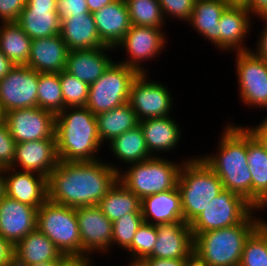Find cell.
<instances>
[{
  "label": "cell",
  "instance_id": "6da1fadb",
  "mask_svg": "<svg viewBox=\"0 0 267 266\" xmlns=\"http://www.w3.org/2000/svg\"><path fill=\"white\" fill-rule=\"evenodd\" d=\"M118 181V172L101 158L59 161L47 179L48 200L68 207L98 205Z\"/></svg>",
  "mask_w": 267,
  "mask_h": 266
},
{
  "label": "cell",
  "instance_id": "7a4b0ae2",
  "mask_svg": "<svg viewBox=\"0 0 267 266\" xmlns=\"http://www.w3.org/2000/svg\"><path fill=\"white\" fill-rule=\"evenodd\" d=\"M231 120L218 136L217 148L202 160L221 179L224 189L235 192L252 204V176L247 163V129Z\"/></svg>",
  "mask_w": 267,
  "mask_h": 266
},
{
  "label": "cell",
  "instance_id": "3957f363",
  "mask_svg": "<svg viewBox=\"0 0 267 266\" xmlns=\"http://www.w3.org/2000/svg\"><path fill=\"white\" fill-rule=\"evenodd\" d=\"M55 137L59 161H95L102 157L96 117L86 106L67 107L56 115Z\"/></svg>",
  "mask_w": 267,
  "mask_h": 266
},
{
  "label": "cell",
  "instance_id": "277c9868",
  "mask_svg": "<svg viewBox=\"0 0 267 266\" xmlns=\"http://www.w3.org/2000/svg\"><path fill=\"white\" fill-rule=\"evenodd\" d=\"M258 213L260 210L255 209L243 222L234 226L192 234L193 252L209 266H239L247 238L265 215Z\"/></svg>",
  "mask_w": 267,
  "mask_h": 266
},
{
  "label": "cell",
  "instance_id": "5b68a950",
  "mask_svg": "<svg viewBox=\"0 0 267 266\" xmlns=\"http://www.w3.org/2000/svg\"><path fill=\"white\" fill-rule=\"evenodd\" d=\"M184 221L191 224L223 190L221 179L197 155L184 161L177 182Z\"/></svg>",
  "mask_w": 267,
  "mask_h": 266
},
{
  "label": "cell",
  "instance_id": "8992f818",
  "mask_svg": "<svg viewBox=\"0 0 267 266\" xmlns=\"http://www.w3.org/2000/svg\"><path fill=\"white\" fill-rule=\"evenodd\" d=\"M194 156L170 159L152 157L143 162L131 163L118 172V180L140 199L177 187L184 161ZM178 160V161H177ZM126 168V169H125Z\"/></svg>",
  "mask_w": 267,
  "mask_h": 266
},
{
  "label": "cell",
  "instance_id": "52a82bcc",
  "mask_svg": "<svg viewBox=\"0 0 267 266\" xmlns=\"http://www.w3.org/2000/svg\"><path fill=\"white\" fill-rule=\"evenodd\" d=\"M36 228L45 234L66 258H82V242L76 208L48 199L37 209Z\"/></svg>",
  "mask_w": 267,
  "mask_h": 266
},
{
  "label": "cell",
  "instance_id": "ba28073f",
  "mask_svg": "<svg viewBox=\"0 0 267 266\" xmlns=\"http://www.w3.org/2000/svg\"><path fill=\"white\" fill-rule=\"evenodd\" d=\"M138 72L117 60L89 85L86 107L96 116L129 102L130 87Z\"/></svg>",
  "mask_w": 267,
  "mask_h": 266
},
{
  "label": "cell",
  "instance_id": "9c48e42d",
  "mask_svg": "<svg viewBox=\"0 0 267 266\" xmlns=\"http://www.w3.org/2000/svg\"><path fill=\"white\" fill-rule=\"evenodd\" d=\"M168 37L170 35L163 29L131 25L129 31L114 48L119 55L121 50L125 52L123 58L117 61L135 69L139 74L149 72L151 74V70L145 67V62L150 63L161 57L160 55L170 44Z\"/></svg>",
  "mask_w": 267,
  "mask_h": 266
},
{
  "label": "cell",
  "instance_id": "30bf717a",
  "mask_svg": "<svg viewBox=\"0 0 267 266\" xmlns=\"http://www.w3.org/2000/svg\"><path fill=\"white\" fill-rule=\"evenodd\" d=\"M233 53L239 103L250 110L267 111V61L252 49Z\"/></svg>",
  "mask_w": 267,
  "mask_h": 266
},
{
  "label": "cell",
  "instance_id": "8fae6325",
  "mask_svg": "<svg viewBox=\"0 0 267 266\" xmlns=\"http://www.w3.org/2000/svg\"><path fill=\"white\" fill-rule=\"evenodd\" d=\"M256 208L244 197L224 189L190 224L192 234H200L240 224Z\"/></svg>",
  "mask_w": 267,
  "mask_h": 266
},
{
  "label": "cell",
  "instance_id": "7c38bea8",
  "mask_svg": "<svg viewBox=\"0 0 267 266\" xmlns=\"http://www.w3.org/2000/svg\"><path fill=\"white\" fill-rule=\"evenodd\" d=\"M151 78L149 73L138 74L130 87L129 103L139 120L171 116L177 104L173 102L172 88Z\"/></svg>",
  "mask_w": 267,
  "mask_h": 266
},
{
  "label": "cell",
  "instance_id": "4fadbf2b",
  "mask_svg": "<svg viewBox=\"0 0 267 266\" xmlns=\"http://www.w3.org/2000/svg\"><path fill=\"white\" fill-rule=\"evenodd\" d=\"M77 222L82 242V258L97 259L111 254L113 223L97 205L76 207ZM91 256V257H90ZM96 257V258H94Z\"/></svg>",
  "mask_w": 267,
  "mask_h": 266
},
{
  "label": "cell",
  "instance_id": "5bb4252c",
  "mask_svg": "<svg viewBox=\"0 0 267 266\" xmlns=\"http://www.w3.org/2000/svg\"><path fill=\"white\" fill-rule=\"evenodd\" d=\"M39 73L28 66H15L0 80V109L3 115L14 109L37 107Z\"/></svg>",
  "mask_w": 267,
  "mask_h": 266
},
{
  "label": "cell",
  "instance_id": "9a60e30c",
  "mask_svg": "<svg viewBox=\"0 0 267 266\" xmlns=\"http://www.w3.org/2000/svg\"><path fill=\"white\" fill-rule=\"evenodd\" d=\"M15 143L56 139V115L40 107L14 109L4 114Z\"/></svg>",
  "mask_w": 267,
  "mask_h": 266
},
{
  "label": "cell",
  "instance_id": "2e32d148",
  "mask_svg": "<svg viewBox=\"0 0 267 266\" xmlns=\"http://www.w3.org/2000/svg\"><path fill=\"white\" fill-rule=\"evenodd\" d=\"M253 17L245 6H228L224 10L218 27V50L223 56L224 53L251 50L246 38H250L253 24H257Z\"/></svg>",
  "mask_w": 267,
  "mask_h": 266
},
{
  "label": "cell",
  "instance_id": "e0dca14e",
  "mask_svg": "<svg viewBox=\"0 0 267 266\" xmlns=\"http://www.w3.org/2000/svg\"><path fill=\"white\" fill-rule=\"evenodd\" d=\"M56 139H40L16 143L12 168L37 173L48 179L58 165Z\"/></svg>",
  "mask_w": 267,
  "mask_h": 266
},
{
  "label": "cell",
  "instance_id": "ac0fdd59",
  "mask_svg": "<svg viewBox=\"0 0 267 266\" xmlns=\"http://www.w3.org/2000/svg\"><path fill=\"white\" fill-rule=\"evenodd\" d=\"M57 0H27L16 23L33 40L60 34Z\"/></svg>",
  "mask_w": 267,
  "mask_h": 266
},
{
  "label": "cell",
  "instance_id": "d6986e66",
  "mask_svg": "<svg viewBox=\"0 0 267 266\" xmlns=\"http://www.w3.org/2000/svg\"><path fill=\"white\" fill-rule=\"evenodd\" d=\"M157 240L148 257L186 259L193 253L194 238L184 220L156 225Z\"/></svg>",
  "mask_w": 267,
  "mask_h": 266
},
{
  "label": "cell",
  "instance_id": "ffe728a7",
  "mask_svg": "<svg viewBox=\"0 0 267 266\" xmlns=\"http://www.w3.org/2000/svg\"><path fill=\"white\" fill-rule=\"evenodd\" d=\"M177 118L171 116L140 120L139 125L143 132L149 153L154 157L169 156L179 148L183 133ZM174 150V151H173ZM163 154V155H162Z\"/></svg>",
  "mask_w": 267,
  "mask_h": 266
},
{
  "label": "cell",
  "instance_id": "44dd1931",
  "mask_svg": "<svg viewBox=\"0 0 267 266\" xmlns=\"http://www.w3.org/2000/svg\"><path fill=\"white\" fill-rule=\"evenodd\" d=\"M37 209L5 195L0 201V235L16 245L36 229Z\"/></svg>",
  "mask_w": 267,
  "mask_h": 266
},
{
  "label": "cell",
  "instance_id": "7402d4cb",
  "mask_svg": "<svg viewBox=\"0 0 267 266\" xmlns=\"http://www.w3.org/2000/svg\"><path fill=\"white\" fill-rule=\"evenodd\" d=\"M4 175L7 197L36 208L48 199L46 177L12 167L5 168Z\"/></svg>",
  "mask_w": 267,
  "mask_h": 266
},
{
  "label": "cell",
  "instance_id": "603a6c76",
  "mask_svg": "<svg viewBox=\"0 0 267 266\" xmlns=\"http://www.w3.org/2000/svg\"><path fill=\"white\" fill-rule=\"evenodd\" d=\"M111 52L114 54L115 50L109 46L68 51L65 71L91 85L114 61V58H111L113 57Z\"/></svg>",
  "mask_w": 267,
  "mask_h": 266
},
{
  "label": "cell",
  "instance_id": "cb8c5ba5",
  "mask_svg": "<svg viewBox=\"0 0 267 266\" xmlns=\"http://www.w3.org/2000/svg\"><path fill=\"white\" fill-rule=\"evenodd\" d=\"M68 51L60 34L33 39L26 66L38 73H60L66 68Z\"/></svg>",
  "mask_w": 267,
  "mask_h": 266
},
{
  "label": "cell",
  "instance_id": "d4e9b609",
  "mask_svg": "<svg viewBox=\"0 0 267 266\" xmlns=\"http://www.w3.org/2000/svg\"><path fill=\"white\" fill-rule=\"evenodd\" d=\"M93 16L100 40L112 48L117 46L131 26L127 5L122 0L102 7Z\"/></svg>",
  "mask_w": 267,
  "mask_h": 266
},
{
  "label": "cell",
  "instance_id": "484cf974",
  "mask_svg": "<svg viewBox=\"0 0 267 266\" xmlns=\"http://www.w3.org/2000/svg\"><path fill=\"white\" fill-rule=\"evenodd\" d=\"M60 36L69 51L106 46L98 35L93 13L70 16L61 21Z\"/></svg>",
  "mask_w": 267,
  "mask_h": 266
},
{
  "label": "cell",
  "instance_id": "4316f807",
  "mask_svg": "<svg viewBox=\"0 0 267 266\" xmlns=\"http://www.w3.org/2000/svg\"><path fill=\"white\" fill-rule=\"evenodd\" d=\"M143 220L152 225L184 220L178 187L141 199Z\"/></svg>",
  "mask_w": 267,
  "mask_h": 266
},
{
  "label": "cell",
  "instance_id": "83f0119b",
  "mask_svg": "<svg viewBox=\"0 0 267 266\" xmlns=\"http://www.w3.org/2000/svg\"><path fill=\"white\" fill-rule=\"evenodd\" d=\"M105 147H109L110 155L113 154L110 158H115L114 160L117 163H112L108 160L106 162L117 172H119L122 167H125V165L143 162L153 157L148 151L140 125L117 136L110 143L106 144Z\"/></svg>",
  "mask_w": 267,
  "mask_h": 266
},
{
  "label": "cell",
  "instance_id": "f1b7e54d",
  "mask_svg": "<svg viewBox=\"0 0 267 266\" xmlns=\"http://www.w3.org/2000/svg\"><path fill=\"white\" fill-rule=\"evenodd\" d=\"M65 258L54 243L37 228L15 245V266L63 261Z\"/></svg>",
  "mask_w": 267,
  "mask_h": 266
},
{
  "label": "cell",
  "instance_id": "f546056e",
  "mask_svg": "<svg viewBox=\"0 0 267 266\" xmlns=\"http://www.w3.org/2000/svg\"><path fill=\"white\" fill-rule=\"evenodd\" d=\"M227 7L223 0H195L191 17L187 22L189 27L216 50H218L219 20Z\"/></svg>",
  "mask_w": 267,
  "mask_h": 266
},
{
  "label": "cell",
  "instance_id": "4dcf8cb0",
  "mask_svg": "<svg viewBox=\"0 0 267 266\" xmlns=\"http://www.w3.org/2000/svg\"><path fill=\"white\" fill-rule=\"evenodd\" d=\"M247 163L252 176V205L260 209L267 202V151L248 130Z\"/></svg>",
  "mask_w": 267,
  "mask_h": 266
},
{
  "label": "cell",
  "instance_id": "1f68e13d",
  "mask_svg": "<svg viewBox=\"0 0 267 266\" xmlns=\"http://www.w3.org/2000/svg\"><path fill=\"white\" fill-rule=\"evenodd\" d=\"M98 135L103 146L122 133L134 129L140 120L129 102L95 116Z\"/></svg>",
  "mask_w": 267,
  "mask_h": 266
},
{
  "label": "cell",
  "instance_id": "d6a6232c",
  "mask_svg": "<svg viewBox=\"0 0 267 266\" xmlns=\"http://www.w3.org/2000/svg\"><path fill=\"white\" fill-rule=\"evenodd\" d=\"M32 39L16 22L0 23V51L15 66H26Z\"/></svg>",
  "mask_w": 267,
  "mask_h": 266
},
{
  "label": "cell",
  "instance_id": "836d02e7",
  "mask_svg": "<svg viewBox=\"0 0 267 266\" xmlns=\"http://www.w3.org/2000/svg\"><path fill=\"white\" fill-rule=\"evenodd\" d=\"M97 206L112 223L124 214L141 213V199L119 180Z\"/></svg>",
  "mask_w": 267,
  "mask_h": 266
},
{
  "label": "cell",
  "instance_id": "e575fe53",
  "mask_svg": "<svg viewBox=\"0 0 267 266\" xmlns=\"http://www.w3.org/2000/svg\"><path fill=\"white\" fill-rule=\"evenodd\" d=\"M37 107L58 115L64 109L59 73H39Z\"/></svg>",
  "mask_w": 267,
  "mask_h": 266
},
{
  "label": "cell",
  "instance_id": "d590c367",
  "mask_svg": "<svg viewBox=\"0 0 267 266\" xmlns=\"http://www.w3.org/2000/svg\"><path fill=\"white\" fill-rule=\"evenodd\" d=\"M126 5L131 25L166 30L167 23L158 0H132Z\"/></svg>",
  "mask_w": 267,
  "mask_h": 266
},
{
  "label": "cell",
  "instance_id": "8d00e7d4",
  "mask_svg": "<svg viewBox=\"0 0 267 266\" xmlns=\"http://www.w3.org/2000/svg\"><path fill=\"white\" fill-rule=\"evenodd\" d=\"M157 240V229L156 225H152L143 222L134 234L131 245L125 250L127 253L125 255L126 261L125 265H137L144 258H147L154 248Z\"/></svg>",
  "mask_w": 267,
  "mask_h": 266
},
{
  "label": "cell",
  "instance_id": "74e56055",
  "mask_svg": "<svg viewBox=\"0 0 267 266\" xmlns=\"http://www.w3.org/2000/svg\"><path fill=\"white\" fill-rule=\"evenodd\" d=\"M239 266H267V229L262 224L247 238Z\"/></svg>",
  "mask_w": 267,
  "mask_h": 266
},
{
  "label": "cell",
  "instance_id": "f35d334b",
  "mask_svg": "<svg viewBox=\"0 0 267 266\" xmlns=\"http://www.w3.org/2000/svg\"><path fill=\"white\" fill-rule=\"evenodd\" d=\"M144 222L142 213H128L120 216L113 222V237L111 242V250L117 247L122 249V253L131 245L134 234Z\"/></svg>",
  "mask_w": 267,
  "mask_h": 266
},
{
  "label": "cell",
  "instance_id": "ab89813d",
  "mask_svg": "<svg viewBox=\"0 0 267 266\" xmlns=\"http://www.w3.org/2000/svg\"><path fill=\"white\" fill-rule=\"evenodd\" d=\"M64 109L84 107L88 101L89 85L63 70L59 73Z\"/></svg>",
  "mask_w": 267,
  "mask_h": 266
},
{
  "label": "cell",
  "instance_id": "60d3db41",
  "mask_svg": "<svg viewBox=\"0 0 267 266\" xmlns=\"http://www.w3.org/2000/svg\"><path fill=\"white\" fill-rule=\"evenodd\" d=\"M163 17L166 22H177L178 20L187 25L189 21L195 0H158ZM169 20V21H168Z\"/></svg>",
  "mask_w": 267,
  "mask_h": 266
},
{
  "label": "cell",
  "instance_id": "b9f144b4",
  "mask_svg": "<svg viewBox=\"0 0 267 266\" xmlns=\"http://www.w3.org/2000/svg\"><path fill=\"white\" fill-rule=\"evenodd\" d=\"M15 140L9 132L7 123L0 121V168L12 167L15 158Z\"/></svg>",
  "mask_w": 267,
  "mask_h": 266
},
{
  "label": "cell",
  "instance_id": "7bdbcfd3",
  "mask_svg": "<svg viewBox=\"0 0 267 266\" xmlns=\"http://www.w3.org/2000/svg\"><path fill=\"white\" fill-rule=\"evenodd\" d=\"M56 11L60 22L70 16L89 13L87 0H57Z\"/></svg>",
  "mask_w": 267,
  "mask_h": 266
},
{
  "label": "cell",
  "instance_id": "ee69618b",
  "mask_svg": "<svg viewBox=\"0 0 267 266\" xmlns=\"http://www.w3.org/2000/svg\"><path fill=\"white\" fill-rule=\"evenodd\" d=\"M27 0H0V23L16 22Z\"/></svg>",
  "mask_w": 267,
  "mask_h": 266
},
{
  "label": "cell",
  "instance_id": "f6af8a7d",
  "mask_svg": "<svg viewBox=\"0 0 267 266\" xmlns=\"http://www.w3.org/2000/svg\"><path fill=\"white\" fill-rule=\"evenodd\" d=\"M255 19L256 20L260 19L259 22H262L263 25H262V28L259 29L260 32L258 34H256V35H258V37H257L258 40L254 41V42H256V43H254L256 46H255V48H251V49H253L252 51L257 56H259L262 59H264L265 61H267V14L258 16Z\"/></svg>",
  "mask_w": 267,
  "mask_h": 266
},
{
  "label": "cell",
  "instance_id": "bcb514c9",
  "mask_svg": "<svg viewBox=\"0 0 267 266\" xmlns=\"http://www.w3.org/2000/svg\"><path fill=\"white\" fill-rule=\"evenodd\" d=\"M242 125L267 151V115H265L264 119H262V121L260 120L258 124L245 125L244 123Z\"/></svg>",
  "mask_w": 267,
  "mask_h": 266
},
{
  "label": "cell",
  "instance_id": "7dc6e473",
  "mask_svg": "<svg viewBox=\"0 0 267 266\" xmlns=\"http://www.w3.org/2000/svg\"><path fill=\"white\" fill-rule=\"evenodd\" d=\"M0 266H15V244L0 235Z\"/></svg>",
  "mask_w": 267,
  "mask_h": 266
},
{
  "label": "cell",
  "instance_id": "c3c4849f",
  "mask_svg": "<svg viewBox=\"0 0 267 266\" xmlns=\"http://www.w3.org/2000/svg\"><path fill=\"white\" fill-rule=\"evenodd\" d=\"M185 259L144 258L138 266H184Z\"/></svg>",
  "mask_w": 267,
  "mask_h": 266
},
{
  "label": "cell",
  "instance_id": "681fc988",
  "mask_svg": "<svg viewBox=\"0 0 267 266\" xmlns=\"http://www.w3.org/2000/svg\"><path fill=\"white\" fill-rule=\"evenodd\" d=\"M254 18L267 14V0H250V3L246 6Z\"/></svg>",
  "mask_w": 267,
  "mask_h": 266
},
{
  "label": "cell",
  "instance_id": "f907efd6",
  "mask_svg": "<svg viewBox=\"0 0 267 266\" xmlns=\"http://www.w3.org/2000/svg\"><path fill=\"white\" fill-rule=\"evenodd\" d=\"M95 261L87 258H65L58 266H96Z\"/></svg>",
  "mask_w": 267,
  "mask_h": 266
},
{
  "label": "cell",
  "instance_id": "816d5d0a",
  "mask_svg": "<svg viewBox=\"0 0 267 266\" xmlns=\"http://www.w3.org/2000/svg\"><path fill=\"white\" fill-rule=\"evenodd\" d=\"M14 67L15 64L0 51V80H2Z\"/></svg>",
  "mask_w": 267,
  "mask_h": 266
},
{
  "label": "cell",
  "instance_id": "f5cc1de1",
  "mask_svg": "<svg viewBox=\"0 0 267 266\" xmlns=\"http://www.w3.org/2000/svg\"><path fill=\"white\" fill-rule=\"evenodd\" d=\"M114 1L115 0H87V6L89 12L94 13Z\"/></svg>",
  "mask_w": 267,
  "mask_h": 266
},
{
  "label": "cell",
  "instance_id": "db71d44e",
  "mask_svg": "<svg viewBox=\"0 0 267 266\" xmlns=\"http://www.w3.org/2000/svg\"><path fill=\"white\" fill-rule=\"evenodd\" d=\"M184 266H209L203 260H201L194 252L185 259Z\"/></svg>",
  "mask_w": 267,
  "mask_h": 266
},
{
  "label": "cell",
  "instance_id": "11a10c76",
  "mask_svg": "<svg viewBox=\"0 0 267 266\" xmlns=\"http://www.w3.org/2000/svg\"><path fill=\"white\" fill-rule=\"evenodd\" d=\"M6 195L4 168H0V201Z\"/></svg>",
  "mask_w": 267,
  "mask_h": 266
},
{
  "label": "cell",
  "instance_id": "9f6ffc18",
  "mask_svg": "<svg viewBox=\"0 0 267 266\" xmlns=\"http://www.w3.org/2000/svg\"><path fill=\"white\" fill-rule=\"evenodd\" d=\"M228 6H247L250 0H223Z\"/></svg>",
  "mask_w": 267,
  "mask_h": 266
},
{
  "label": "cell",
  "instance_id": "6f0895ef",
  "mask_svg": "<svg viewBox=\"0 0 267 266\" xmlns=\"http://www.w3.org/2000/svg\"><path fill=\"white\" fill-rule=\"evenodd\" d=\"M62 261H47V262H42V263H37L33 265H28V266H58Z\"/></svg>",
  "mask_w": 267,
  "mask_h": 266
},
{
  "label": "cell",
  "instance_id": "680465c9",
  "mask_svg": "<svg viewBox=\"0 0 267 266\" xmlns=\"http://www.w3.org/2000/svg\"><path fill=\"white\" fill-rule=\"evenodd\" d=\"M260 212H267V202L259 209ZM266 219L262 216L261 218V224L267 229V213L265 215Z\"/></svg>",
  "mask_w": 267,
  "mask_h": 266
},
{
  "label": "cell",
  "instance_id": "91938a15",
  "mask_svg": "<svg viewBox=\"0 0 267 266\" xmlns=\"http://www.w3.org/2000/svg\"><path fill=\"white\" fill-rule=\"evenodd\" d=\"M3 118H4V115H3V113L1 112V109H0V121H2Z\"/></svg>",
  "mask_w": 267,
  "mask_h": 266
},
{
  "label": "cell",
  "instance_id": "94428289",
  "mask_svg": "<svg viewBox=\"0 0 267 266\" xmlns=\"http://www.w3.org/2000/svg\"><path fill=\"white\" fill-rule=\"evenodd\" d=\"M122 1L125 2V3H127V2L132 1V0H122Z\"/></svg>",
  "mask_w": 267,
  "mask_h": 266
}]
</instances>
